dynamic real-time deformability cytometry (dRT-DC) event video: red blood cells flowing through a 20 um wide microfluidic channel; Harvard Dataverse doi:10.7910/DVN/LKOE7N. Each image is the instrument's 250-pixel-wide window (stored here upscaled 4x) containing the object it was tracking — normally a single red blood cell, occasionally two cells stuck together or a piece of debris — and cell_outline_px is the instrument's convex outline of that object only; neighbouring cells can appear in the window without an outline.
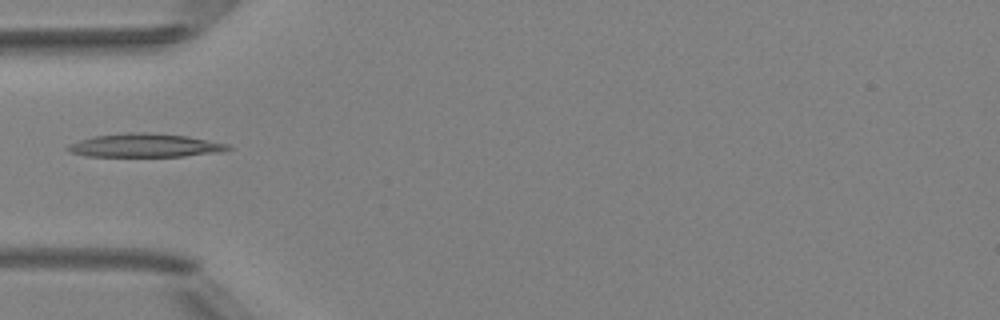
{"species": "Egyptian fruit bat (a non-hibernating species)", "species_latin": "Rousettus aegyptiacus", "temperature_condition": "room temperature", "stored_images_in_passage": 2, "camera_frame_rate_fps": 3000, "um_per_image_px": 0.085, "animal": {"sex": "female"}, "frame": {"image": 1, "passage_image": 2, "time_ms": 1.0, "image_size_px": [1000, 320], "cell_outline_px": [[232, 148], [220, 152], [184, 156], [88, 156], [68, 152], [64, 148], [68, 144], [92, 136], [128, 132], [148, 132], [188, 136], [228, 144]], "centroid_in_image_um": [12.28, 12.35], "position_along_channel_um": 72.7, "area_um2": 22.02}}